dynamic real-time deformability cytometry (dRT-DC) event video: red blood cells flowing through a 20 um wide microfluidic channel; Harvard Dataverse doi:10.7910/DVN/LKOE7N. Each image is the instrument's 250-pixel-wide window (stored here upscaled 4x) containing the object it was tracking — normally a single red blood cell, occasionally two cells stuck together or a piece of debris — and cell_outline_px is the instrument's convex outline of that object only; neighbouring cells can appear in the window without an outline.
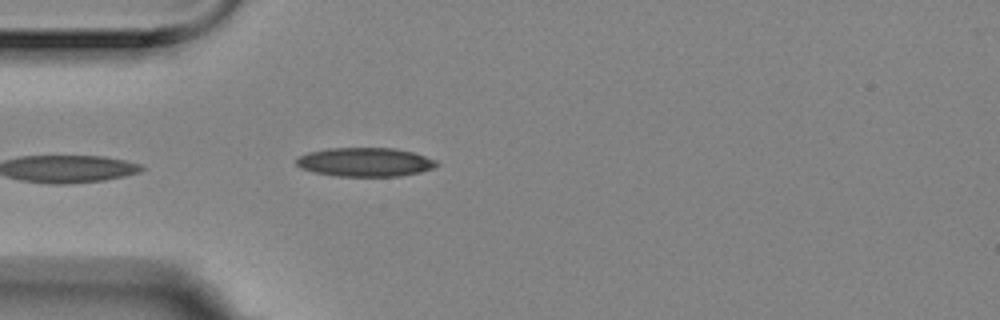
{"species": "Egyptian fruit bat (a non-hibernating species)", "species_latin": "Rousettus aegyptiacus", "temperature_condition": "room temperature", "stored_images_in_passage": 4, "camera_frame_rate_fps": 3000, "um_per_image_px": 0.085, "animal": {"sex": "female"}, "frame": {"image": 1, "passage_image": 4, "time_ms": 1.0, "image_size_px": [1000, 320], "cell_outline_px": [[440, 164], [432, 168], [420, 172], [400, 176], [336, 176], [316, 172], [300, 168], [296, 164], [296, 160], [300, 156], [308, 152], [328, 148], [396, 148], [412, 152], [436, 160]], "centroid_in_image_um": [31.04, 13.77], "position_along_channel_um": 54.0, "area_um2": 23.52}}